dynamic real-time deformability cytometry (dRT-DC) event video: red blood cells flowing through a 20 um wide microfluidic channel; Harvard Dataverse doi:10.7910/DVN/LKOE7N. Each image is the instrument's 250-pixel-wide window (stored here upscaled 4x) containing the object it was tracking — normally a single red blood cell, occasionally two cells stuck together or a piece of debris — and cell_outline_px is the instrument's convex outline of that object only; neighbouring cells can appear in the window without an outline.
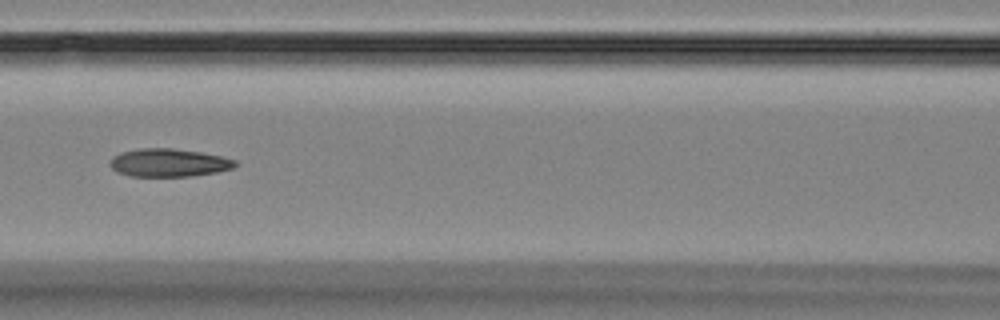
{"species": "Egyptian fruit bat (a non-hibernating species)", "species_latin": "Rousettus aegyptiacus", "temperature_condition": "room temperature", "stored_images_in_passage": 9, "camera_frame_rate_fps": 3000, "um_per_image_px": 0.085, "animal": {"sex": "female"}, "frame": {"image": 1, "passage_image": 8, "time_ms": 8.0, "image_size_px": [1000, 320], "cell_outline_px": [[236, 164], [232, 168], [216, 172], [188, 176], [132, 176], [116, 172], [108, 164], [112, 156], [120, 152], [140, 148], [172, 148], [200, 152], [220, 156], [236, 160]], "centroid_in_image_um": [14.28, 13.82], "position_along_channel_um": 152.3, "area_um2": 20.4}}
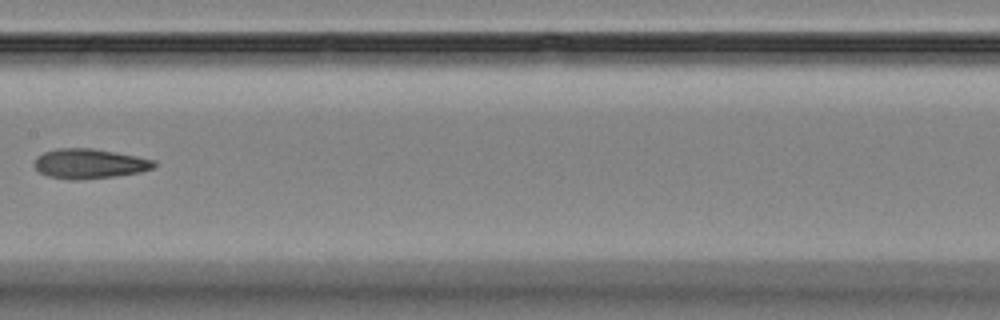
{"frame": {"image": 2, "passage_image": 9, "time_ms": 9.333, "image_size_px": [1000, 320], "cell_outline_px": [[156, 164], [152, 168], [140, 172], [116, 176], [76, 180], [68, 180], [48, 176], [40, 172], [32, 164], [36, 156], [44, 152], [56, 148], [92, 148], [136, 156], [156, 160]], "centroid_in_image_um": [7.56, 13.91], "position_along_channel_um": 199.8, "area_um2": 20.87}}